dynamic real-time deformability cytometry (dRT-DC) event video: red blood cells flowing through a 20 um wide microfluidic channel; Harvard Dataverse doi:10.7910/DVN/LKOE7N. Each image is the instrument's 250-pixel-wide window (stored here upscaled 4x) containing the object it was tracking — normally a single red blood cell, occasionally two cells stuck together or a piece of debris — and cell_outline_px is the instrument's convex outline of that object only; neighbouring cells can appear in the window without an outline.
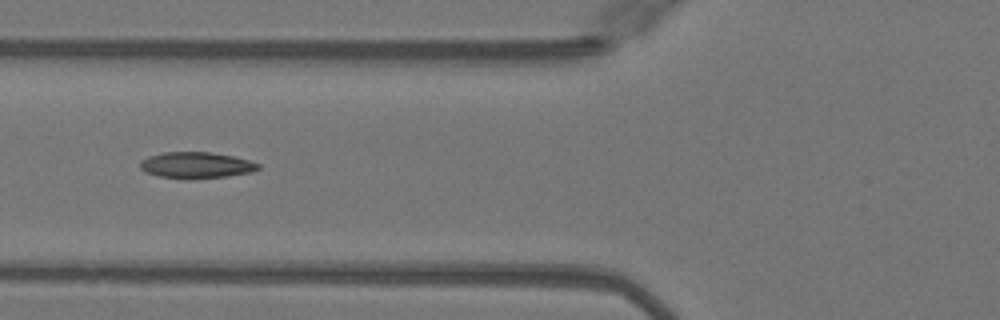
{"species": "Egyptian fruit bat (a non-hibernating species)", "species_latin": "Rousettus aegyptiacus", "temperature_condition": "warm", "stored_images_in_passage": 38, "camera_frame_rate_fps": 3000, "um_per_image_px": 0.085, "animal": {"sex": "female"}, "frame": {"image": 1, "passage_image": 8, "time_ms": 2.333, "image_size_px": [1000, 320], "cell_outline_px": [[260, 168], [252, 172], [228, 176], [160, 176], [144, 172], [140, 168], [140, 160], [148, 156], [164, 152], [212, 152], [232, 156], [248, 160], [260, 164]], "centroid_in_image_um": [16.68, 13.99], "position_along_channel_um": 109.1, "area_um2": 17.28}}
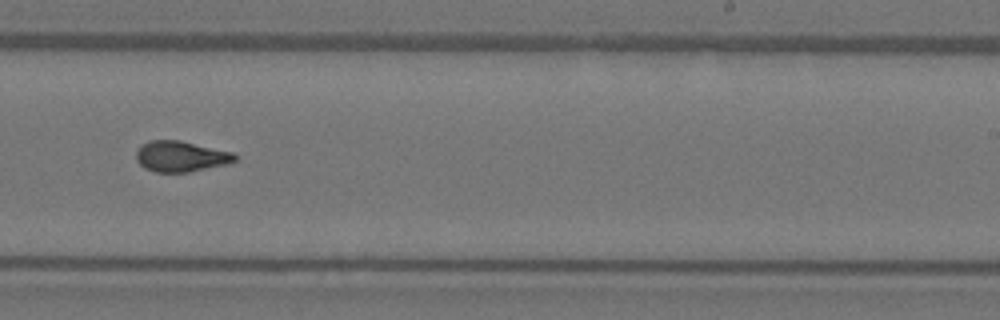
{"frame": {"image": 2, "passage_image": 20, "time_ms": 6.333, "image_size_px": [1000, 320], "cell_outline_px": [[236, 160], [224, 164], [188, 172], [156, 172], [144, 168], [136, 160], [136, 152], [144, 144], [152, 140], [180, 140], [232, 152], [236, 156]], "centroid_in_image_um": [15.34, 13.29], "position_along_channel_um": 273.7, "area_um2": 17.34}}
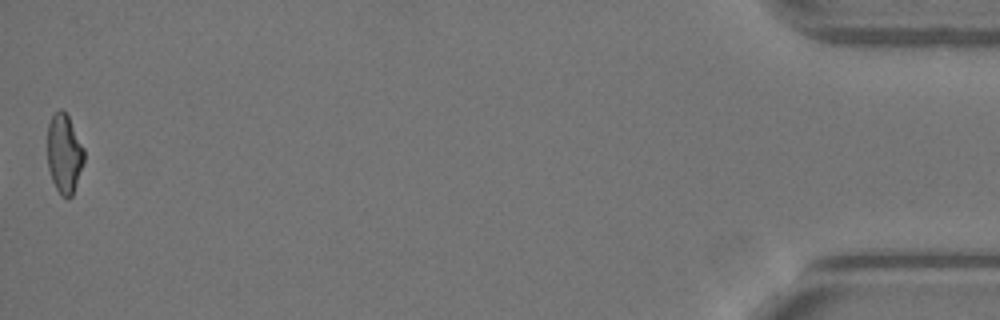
{"frame": {"image": 3, "passage_image": 38, "time_ms": 12.333, "image_size_px": [1000, 320], "cell_outline_px": [[84, 160], [72, 196], [68, 200], [60, 196], [52, 180], [48, 168], [48, 124], [52, 116], [60, 108], [68, 116], [84, 148]], "centroid_in_image_um": [5.46, 13.1], "position_along_channel_um": 429.7, "area_um2": 16.82}, "authors_computed_cell_mechanics": {"area_um2": 17.5712, "velocity_mm_per_s": 4.1072, "shape_relaxation_time_tau1_ms": 8.2038, "shape_relaxation_time_tau2_ms": 1.4048, "deformation_change_tau1": 0.24, "deformation_change_tau2": 0.0845}}